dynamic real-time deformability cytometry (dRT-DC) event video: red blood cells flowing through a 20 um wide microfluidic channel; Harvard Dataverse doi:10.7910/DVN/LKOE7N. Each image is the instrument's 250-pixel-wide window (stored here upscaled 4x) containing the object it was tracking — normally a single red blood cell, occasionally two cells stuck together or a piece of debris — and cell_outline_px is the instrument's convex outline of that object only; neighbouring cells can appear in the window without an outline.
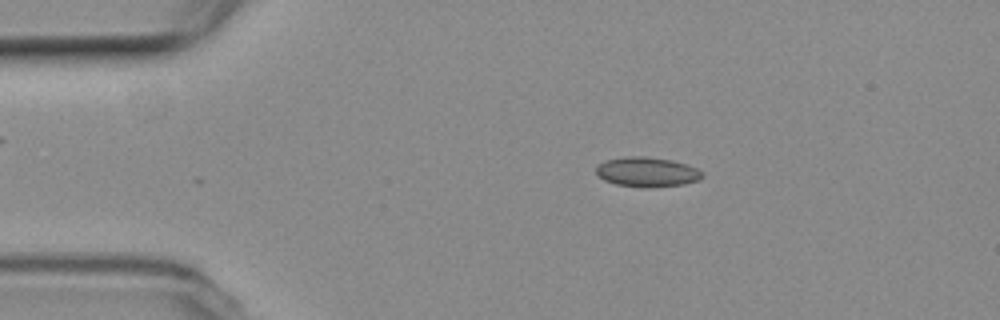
{"species": "common noctule bat (a hibernating species)", "species_latin": "Nyctalus noctula", "temperature_condition": "room temperature", "stored_images_in_passage": 53, "camera_frame_rate_fps": 3000, "um_per_image_px": 0.085, "animal": {"sex": "female", "body_mass_g": 19.3, "forearm_length_mm": 54.1}, "frame": {"image": 1, "passage_image": 9, "time_ms": 2.667, "image_size_px": [1000, 320], "cell_outline_px": [[704, 176], [700, 180], [684, 184], [648, 188], [644, 188], [616, 184], [604, 180], [596, 172], [596, 164], [604, 160], [628, 156], [644, 156], [672, 160], [696, 168], [704, 172]], "centroid_in_image_um": [55.0, 14.62], "position_along_channel_um": 30.0, "area_um2": 18.55}}
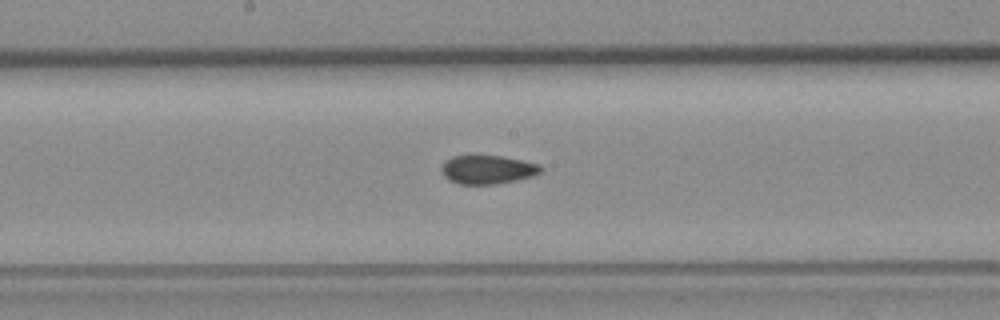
{"frame": {"image": 2, "passage_image": 27, "time_ms": 8.667, "image_size_px": [1000, 320], "cell_outline_px": [[544, 168], [540, 172], [532, 176], [496, 184], [460, 184], [448, 180], [440, 172], [440, 168], [444, 160], [452, 156], [500, 156], [540, 164]], "centroid_in_image_um": [41.39, 14.41], "position_along_channel_um": 206.8, "area_um2": 16.59}}
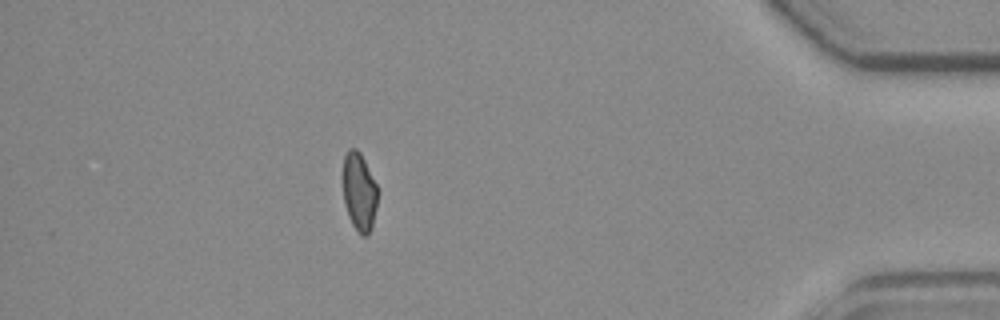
{"frame": {"image": 3, "passage_image": 47, "time_ms": 15.333, "image_size_px": [1000, 320], "cell_outline_px": [[380, 192], [372, 228], [368, 236], [360, 236], [352, 224], [348, 216], [344, 204], [340, 176], [344, 156], [348, 148], [356, 148], [360, 152]], "centroid_in_image_um": [30.51, 16.31], "position_along_channel_um": 404.7, "area_um2": 16.76}, "authors_computed_cell_mechanics": {"area_um2": 17.1666, "velocity_mm_per_s": 3.7549, "shape_relaxation_time_tau1_ms": null, "shape_relaxation_time_tau2_ms": 1.5918, "deformation_change_tau1": null, "deformation_change_tau2": 0.0605}}